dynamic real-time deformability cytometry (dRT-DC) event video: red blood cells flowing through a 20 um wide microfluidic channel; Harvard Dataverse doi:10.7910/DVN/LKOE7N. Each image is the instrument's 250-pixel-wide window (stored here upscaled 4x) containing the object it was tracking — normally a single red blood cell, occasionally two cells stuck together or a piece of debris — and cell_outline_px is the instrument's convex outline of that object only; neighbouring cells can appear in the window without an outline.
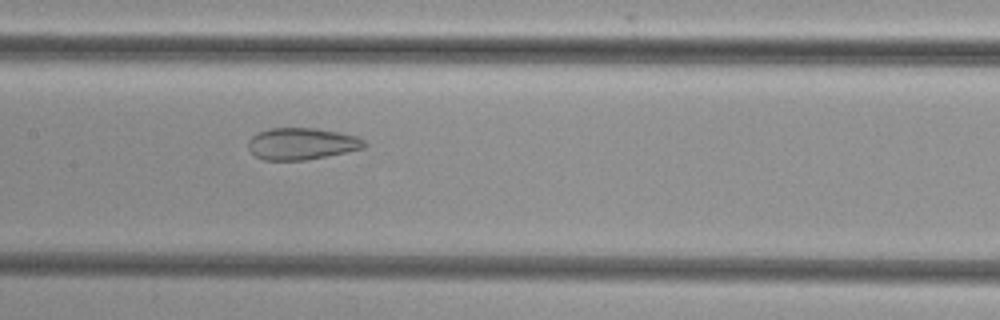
{"species": "common noctule bat (a hibernating species)", "species_latin": "Nyctalus noctula", "temperature_condition": "cold", "stored_images_in_passage": 52, "camera_frame_rate_fps": 3000, "um_per_image_px": 0.085, "animal": {"sex": "female", "body_mass_g": 29.2, "forearm_length_mm": 56.3}, "frame": {"image": 1, "passage_image": 26, "time_ms": 8.333, "image_size_px": [1000, 320], "cell_outline_px": [[368, 144], [364, 148], [304, 160], [264, 160], [256, 156], [248, 148], [248, 140], [256, 132], [268, 128], [316, 128], [340, 132], [356, 136], [364, 140]], "centroid_in_image_um": [25.62, 12.2], "position_along_channel_um": 181.8, "area_um2": 21.5}}
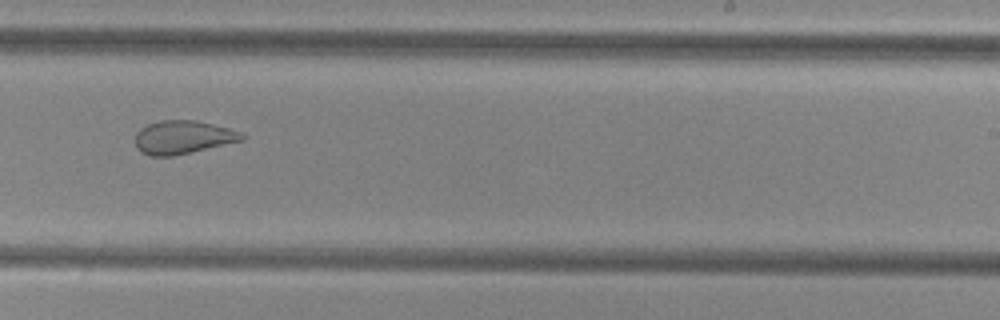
{"frame": {"image": 2, "passage_image": 33, "time_ms": 10.667, "image_size_px": [1000, 320], "cell_outline_px": [[248, 136], [244, 140], [172, 156], [148, 156], [140, 152], [136, 148], [136, 132], [140, 128], [148, 124], [160, 120], [196, 120], [244, 132]], "centroid_in_image_um": [15.56, 11.66], "position_along_channel_um": 273.4, "area_um2": 20.87}}
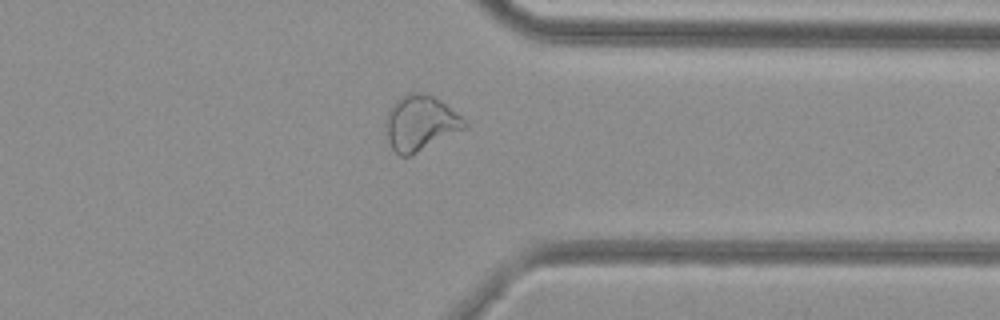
{"frame": {"image": 3, "passage_image": 41, "time_ms": 13.333, "image_size_px": [1000, 320], "cell_outline_px": [[468, 128], [408, 156], [400, 156], [392, 148], [388, 140], [388, 108], [400, 96], [412, 92], [428, 92], [440, 100], [468, 120]], "centroid_in_image_um": [35.8, 10.42], "position_along_channel_um": 375.6, "area_um2": 25.32}}